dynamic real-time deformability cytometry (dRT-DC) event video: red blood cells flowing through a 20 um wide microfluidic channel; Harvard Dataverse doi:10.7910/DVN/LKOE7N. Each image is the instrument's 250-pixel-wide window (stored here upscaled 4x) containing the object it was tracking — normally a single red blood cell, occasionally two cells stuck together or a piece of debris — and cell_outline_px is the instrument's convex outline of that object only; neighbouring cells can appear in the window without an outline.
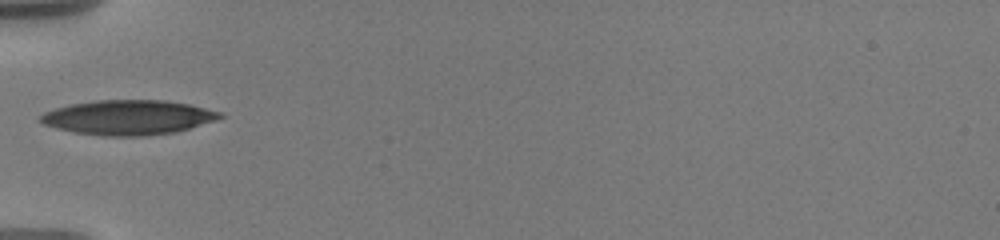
{"species": "human", "species_latin": "Homo sapiens", "temperature_condition": "warm", "stored_images_in_passage": 17, "camera_frame_rate_fps": 3000, "um_per_image_px": 0.085, "donor": {"sex": "male"}, "frame": {"image": 1, "passage_image": 8, "time_ms": 7.333, "image_size_px": [1000, 240], "cell_outline_px": [[224, 116], [216, 120], [176, 132], [144, 136], [100, 136], [72, 132], [56, 128], [44, 124], [40, 120], [40, 116], [44, 112], [56, 108], [72, 104], [96, 100], [164, 100], [188, 104], [220, 112]], "centroid_in_image_um": [10.88, 9.99], "position_along_channel_um": 74.1, "area_um2": 36.18}}
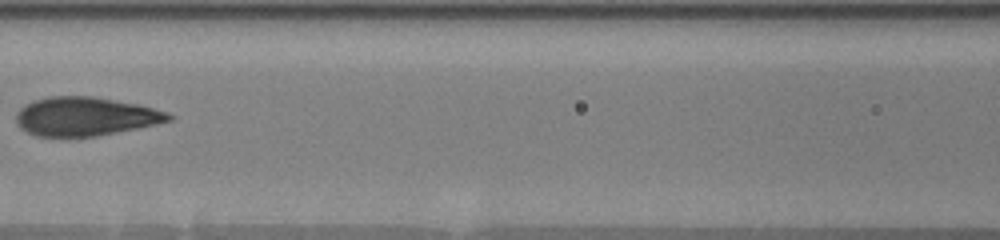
{"frame": {"image": 2, "passage_image": 10, "time_ms": 9.667, "image_size_px": [1000, 240], "cell_outline_px": [[176, 116], [172, 120], [156, 124], [96, 136], [36, 136], [20, 128], [16, 124], [16, 112], [24, 104], [32, 100], [48, 96], [96, 96], [140, 104], [168, 112]], "centroid_in_image_um": [7.25, 9.87], "position_along_channel_um": 159.3, "area_um2": 34.74}}
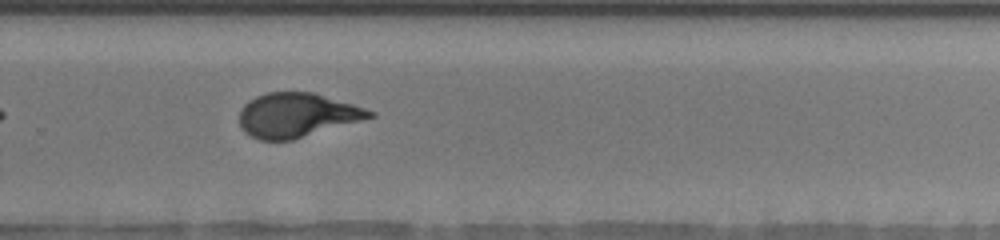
{"frame": {"image": 3, "passage_image": 16, "time_ms": 13.667, "image_size_px": [1000, 240], "cell_outline_px": [[376, 116], [292, 140], [260, 140], [244, 132], [240, 128], [240, 108], [248, 100], [256, 96], [268, 92], [312, 92], [352, 104], [376, 112]], "centroid_in_image_um": [25.2, 9.78], "position_along_channel_um": 304.6, "area_um2": 33.41}}